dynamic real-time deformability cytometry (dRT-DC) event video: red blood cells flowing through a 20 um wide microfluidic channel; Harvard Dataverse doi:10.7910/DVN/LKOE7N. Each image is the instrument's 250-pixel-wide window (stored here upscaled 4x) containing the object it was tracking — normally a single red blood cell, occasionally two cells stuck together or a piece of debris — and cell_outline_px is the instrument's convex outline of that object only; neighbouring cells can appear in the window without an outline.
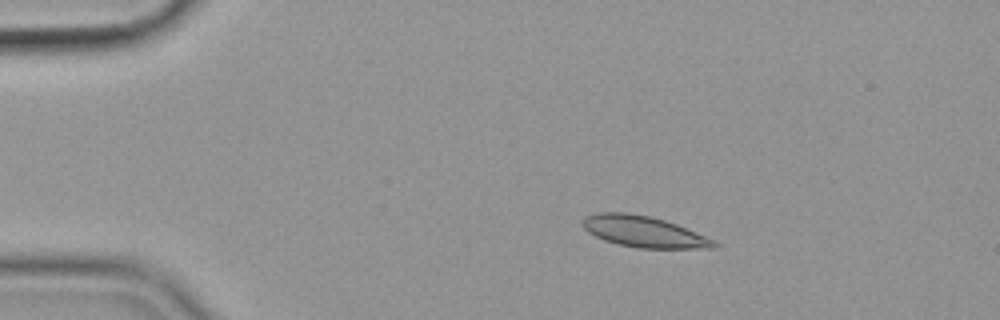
{"species": "common noctule bat (a hibernating species)", "species_latin": "Nyctalus noctula", "temperature_condition": "cold", "stored_images_in_passage": 56, "camera_frame_rate_fps": 3000, "um_per_image_px": 0.085, "animal": {"sex": "female", "body_mass_g": 19.9}, "frame": {"image": 1, "passage_image": 10, "time_ms": 3.0, "image_size_px": [1000, 320], "cell_outline_px": [[720, 244], [716, 248], [636, 248], [616, 244], [604, 240], [588, 232], [580, 224], [580, 220], [584, 216], [600, 212], [624, 212], [648, 216], [664, 220], [676, 224], [716, 240]], "centroid_in_image_um": [54.7, 19.69], "position_along_channel_um": 30.3, "area_um2": 24.04}}
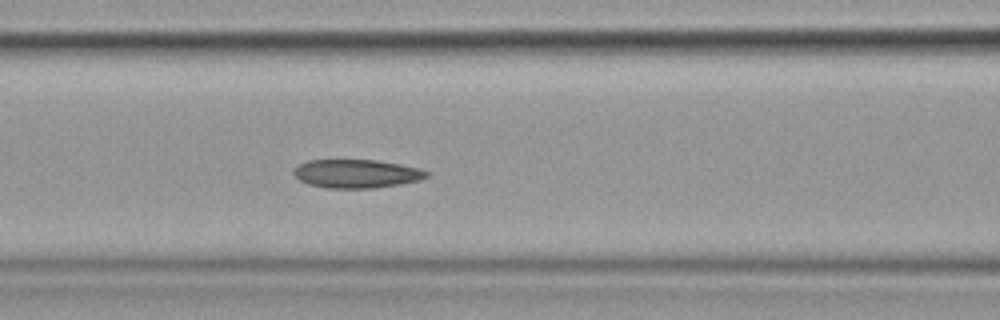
{"frame": {"image": 2, "passage_image": 24, "time_ms": 7.667, "image_size_px": [1000, 320], "cell_outline_px": [[432, 172], [428, 176], [420, 180], [400, 184], [376, 188], [328, 188], [308, 184], [300, 180], [292, 172], [300, 164], [308, 160], [376, 160], [400, 164], [420, 168]], "centroid_in_image_um": [30.36, 14.76], "position_along_channel_um": 136.2, "area_um2": 22.14}}
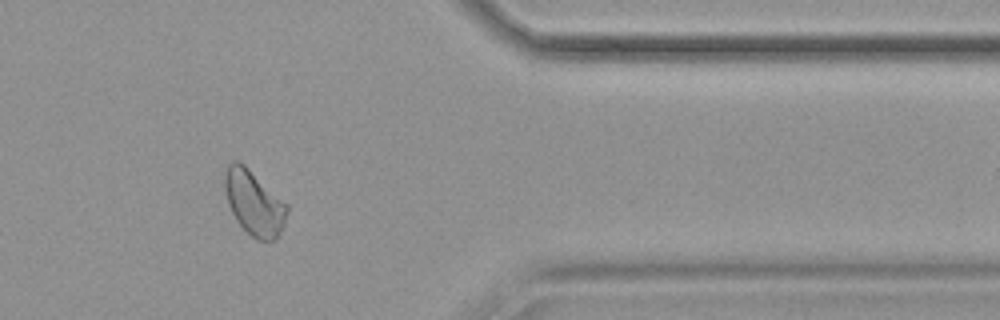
{"frame": {"image": 3, "passage_image": 47, "time_ms": 15.333, "image_size_px": [1000, 320], "cell_outline_px": [[288, 212], [284, 224], [280, 232], [268, 244], [256, 240], [236, 220], [228, 204], [224, 188], [224, 172], [228, 164], [232, 160], [236, 160], [244, 164], [288, 204]], "centroid_in_image_um": [21.59, 17.24], "position_along_channel_um": 389.8, "area_um2": 23.64}, "authors_computed_cell_mechanics": {"area_um2": 23.0911, "velocity_mm_per_s": 3.5339, "shape_relaxation_time_tau1_ms": null, "shape_relaxation_time_tau2_ms": 8.0117, "deformation_change_tau1": null, "deformation_change_tau2": 0.1044}}